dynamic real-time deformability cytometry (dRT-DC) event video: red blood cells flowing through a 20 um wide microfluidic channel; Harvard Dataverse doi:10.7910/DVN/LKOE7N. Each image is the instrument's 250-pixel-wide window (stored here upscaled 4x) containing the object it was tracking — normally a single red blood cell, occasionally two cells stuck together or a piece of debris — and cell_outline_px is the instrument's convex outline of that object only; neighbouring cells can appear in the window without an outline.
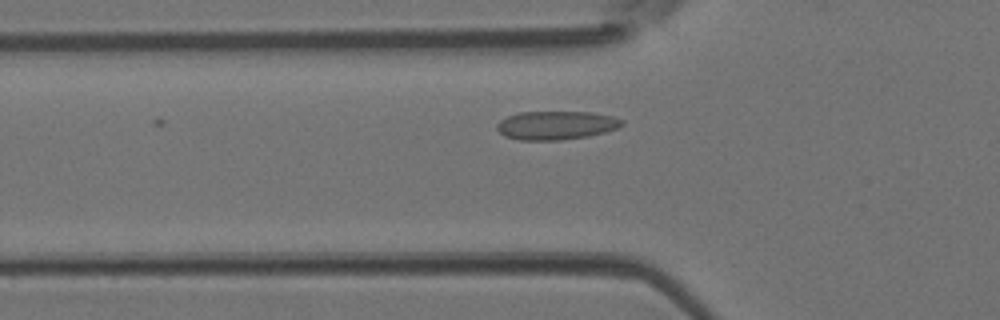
{"species": "Egyptian fruit bat (a non-hibernating species)", "species_latin": "Rousettus aegyptiacus", "temperature_condition": "room temperature", "stored_images_in_passage": 8, "camera_frame_rate_fps": 3000, "um_per_image_px": 0.085, "animal": {"sex": "female"}, "frame": {"image": 1, "passage_image": 8, "time_ms": 2.333, "image_size_px": [1000, 320], "cell_outline_px": [[624, 124], [616, 128], [604, 132], [588, 136], [560, 140], [520, 140], [504, 136], [496, 128], [496, 124], [500, 120], [508, 116], [520, 112], [592, 112], [612, 116], [624, 120]], "centroid_in_image_um": [47.26, 10.65], "position_along_channel_um": 78.5, "area_um2": 20.81}}